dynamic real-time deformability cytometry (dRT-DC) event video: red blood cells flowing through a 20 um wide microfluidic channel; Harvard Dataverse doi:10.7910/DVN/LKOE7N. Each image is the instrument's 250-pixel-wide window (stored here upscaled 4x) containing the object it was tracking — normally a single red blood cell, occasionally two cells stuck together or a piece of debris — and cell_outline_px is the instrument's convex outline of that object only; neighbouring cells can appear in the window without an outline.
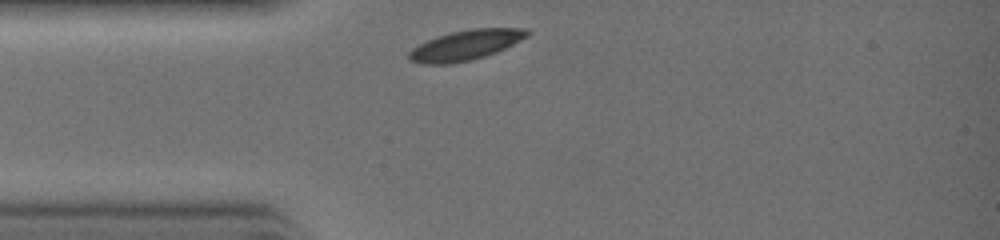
{"species": "common noctule bat (a hibernating species)", "species_latin": "Nyctalus noctula", "temperature_condition": "warm", "stored_images_in_passage": 20, "camera_frame_rate_fps": 3000, "um_per_image_px": 0.085, "animal": {"sex": "female", "body_mass_g": 19.0, "forearm_length_mm": 51.5}, "frame": {"image": 1, "passage_image": 1, "time_ms": 0.0, "image_size_px": [1000, 240], "cell_outline_px": [[532, 32], [528, 36], [496, 52], [484, 56], [452, 64], [420, 64], [408, 60], [408, 52], [412, 48], [436, 36], [452, 32], [472, 28], [528, 28]], "centroid_in_image_um": [39.56, 3.83], "position_along_channel_um": 45.4, "area_um2": 20.69}}
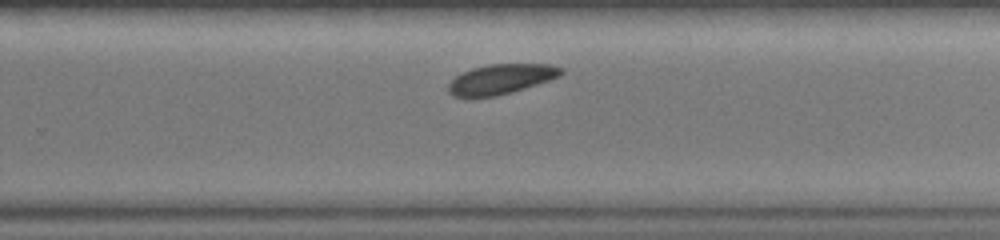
{"frame": {"image": 2, "passage_image": 14, "time_ms": 4.333, "image_size_px": [1000, 240], "cell_outline_px": [[564, 72], [560, 76], [512, 92], [496, 96], [452, 96], [448, 92], [448, 84], [456, 76], [472, 68], [488, 64], [552, 64], [564, 68]], "centroid_in_image_um": [42.61, 6.71], "position_along_channel_um": 287.2, "area_um2": 19.48}}
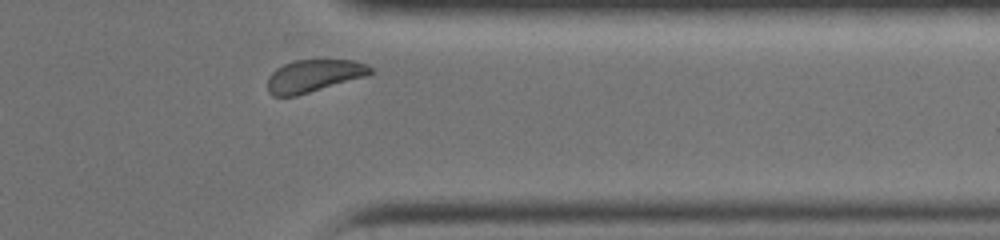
{"frame": {"image": 3, "passage_image": 19, "time_ms": 6.0, "image_size_px": [1000, 240], "cell_outline_px": [[376, 72], [368, 76], [296, 96], [272, 96], [268, 92], [268, 76], [276, 68], [284, 64], [296, 60], [352, 60], [368, 64]], "centroid_in_image_um": [26.71, 6.45], "position_along_channel_um": 384.7, "area_um2": 19.65}}